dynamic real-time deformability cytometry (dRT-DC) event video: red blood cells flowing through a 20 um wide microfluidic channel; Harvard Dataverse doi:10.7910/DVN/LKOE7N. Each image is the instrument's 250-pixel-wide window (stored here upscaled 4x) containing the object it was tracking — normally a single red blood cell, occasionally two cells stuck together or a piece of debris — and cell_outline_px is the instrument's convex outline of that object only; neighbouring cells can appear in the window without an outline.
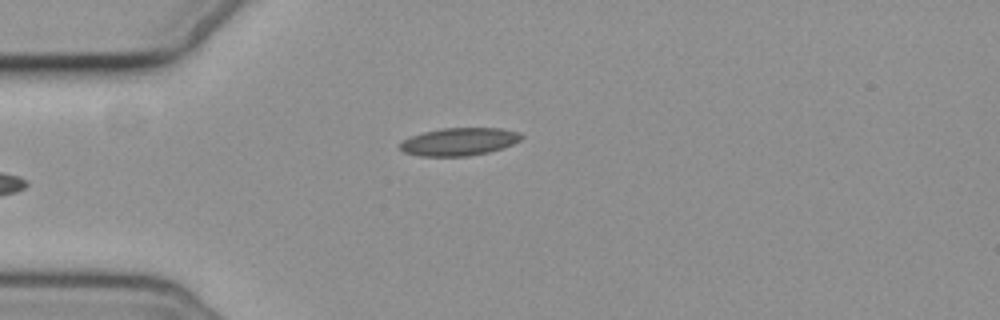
{"species": "common noctule bat (a hibernating species)", "species_latin": "Nyctalus noctula", "temperature_condition": "cold", "stored_images_in_passage": 3, "camera_frame_rate_fps": 3000, "um_per_image_px": 0.085, "animal": {"sex": "female", "body_mass_g": 19.3, "forearm_length_mm": 54.1}, "frame": {"image": 1, "passage_image": 3, "time_ms": 2.333, "image_size_px": [1000, 320], "cell_outline_px": [[524, 136], [520, 140], [504, 148], [488, 152], [468, 156], [420, 156], [404, 152], [400, 148], [400, 144], [404, 140], [412, 136], [424, 132], [440, 128], [500, 128], [520, 132]], "centroid_in_image_um": [39.06, 12.04], "position_along_channel_um": 45.9, "area_um2": 19.59}}